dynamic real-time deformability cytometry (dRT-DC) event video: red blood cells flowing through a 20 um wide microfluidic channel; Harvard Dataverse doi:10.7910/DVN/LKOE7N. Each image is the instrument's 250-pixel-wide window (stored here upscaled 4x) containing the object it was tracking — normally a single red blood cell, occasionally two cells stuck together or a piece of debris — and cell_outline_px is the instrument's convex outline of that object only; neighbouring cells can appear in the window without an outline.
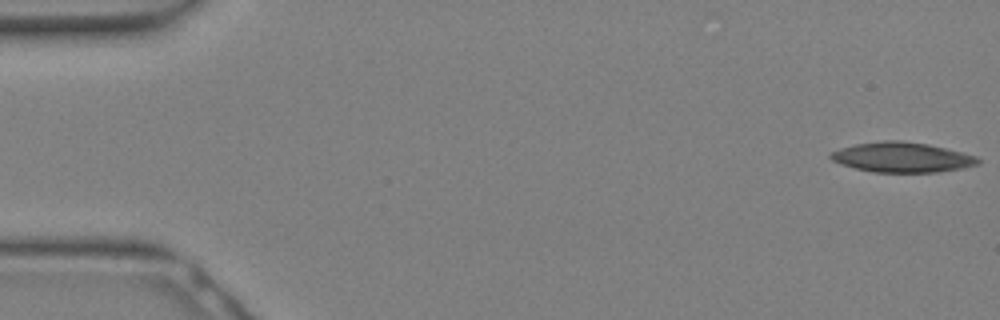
{"species": "Egyptian fruit bat (a non-hibernating species)", "species_latin": "Rousettus aegyptiacus", "temperature_condition": "warm", "stored_images_in_passage": 8, "camera_frame_rate_fps": 3000, "um_per_image_px": 0.085, "animal": {"sex": "female"}, "frame": {"image": 1, "passage_image": 1, "time_ms": 0.0, "image_size_px": [1000, 320], "cell_outline_px": [[980, 164], [964, 168], [936, 172], [872, 172], [840, 164], [832, 160], [828, 156], [832, 152], [840, 148], [856, 144], [884, 140], [900, 140], [928, 144], [976, 156], [980, 160]], "centroid_in_image_um": [76.67, 13.37], "position_along_channel_um": 8.3, "area_um2": 25.66}}